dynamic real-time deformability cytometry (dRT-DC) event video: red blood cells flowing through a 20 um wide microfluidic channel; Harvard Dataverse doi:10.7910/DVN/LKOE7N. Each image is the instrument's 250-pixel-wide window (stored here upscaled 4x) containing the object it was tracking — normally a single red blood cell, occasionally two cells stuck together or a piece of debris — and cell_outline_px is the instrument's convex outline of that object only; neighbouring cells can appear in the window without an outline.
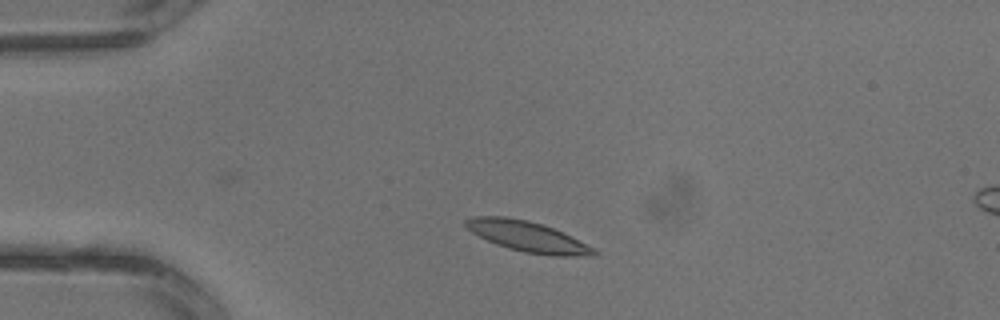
{"species": "common noctule bat (a hibernating species)", "species_latin": "Nyctalus noctula", "temperature_condition": "warm", "stored_images_in_passage": 2, "camera_frame_rate_fps": 3000, "um_per_image_px": 0.085, "animal": {"sex": "male", "body_mass_g": 13.3}, "frame": {"image": 1, "passage_image": 1, "time_ms": 0.0, "image_size_px": [1000, 320], "cell_outline_px": [[600, 252], [596, 256], [552, 256], [524, 252], [508, 248], [496, 244], [472, 232], [464, 224], [464, 220], [472, 216], [508, 216], [528, 220], [552, 228]], "centroid_in_image_um": [44.8, 20.1], "position_along_channel_um": 40.2, "area_um2": 22.43}}